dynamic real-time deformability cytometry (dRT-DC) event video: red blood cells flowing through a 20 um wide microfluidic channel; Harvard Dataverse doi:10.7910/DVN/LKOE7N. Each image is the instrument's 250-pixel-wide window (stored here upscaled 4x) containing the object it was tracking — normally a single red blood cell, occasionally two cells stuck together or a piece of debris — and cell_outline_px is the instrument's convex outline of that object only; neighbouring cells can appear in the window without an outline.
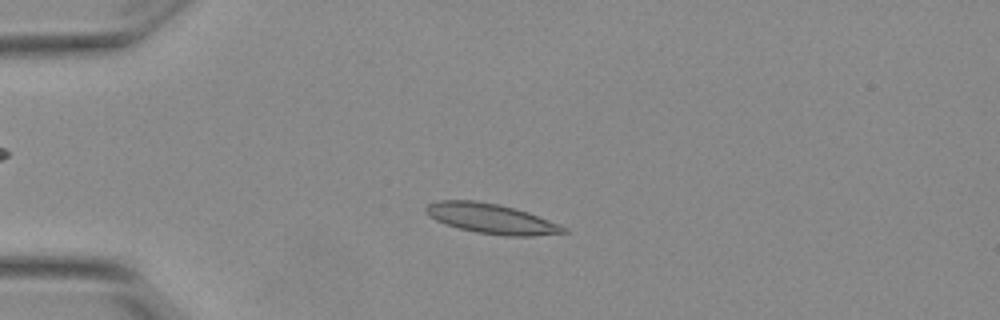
{"species": "Egyptian fruit bat (a non-hibernating species)", "species_latin": "Rousettus aegyptiacus", "temperature_condition": "warm", "stored_images_in_passage": 53, "camera_frame_rate_fps": 3000, "um_per_image_px": 0.085, "animal": {"sex": "female"}, "frame": {"image": 1, "passage_image": 13, "time_ms": 4.0, "image_size_px": [1000, 320], "cell_outline_px": [[568, 232], [532, 236], [504, 236], [476, 232], [460, 228], [436, 220], [424, 208], [428, 204], [440, 200], [476, 200], [496, 204], [528, 212], [560, 224], [568, 228]], "centroid_in_image_um": [41.82, 18.59], "position_along_channel_um": 43.2, "area_um2": 23.7}}
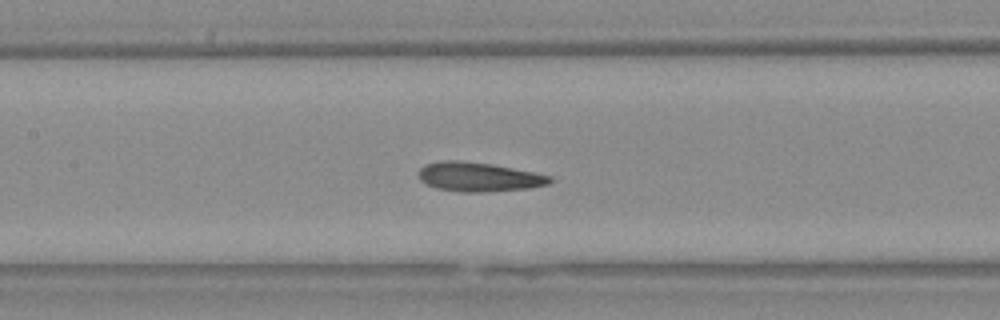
{"frame": {"image": 2, "passage_image": 25, "time_ms": 8.0, "image_size_px": [1000, 320], "cell_outline_px": [[552, 180], [548, 184], [528, 188], [484, 192], [464, 192], [436, 188], [420, 180], [420, 168], [424, 164], [440, 160], [460, 160], [492, 164], [552, 176]], "centroid_in_image_um": [40.67, 15.03], "position_along_channel_um": 166.7, "area_um2": 22.2}}
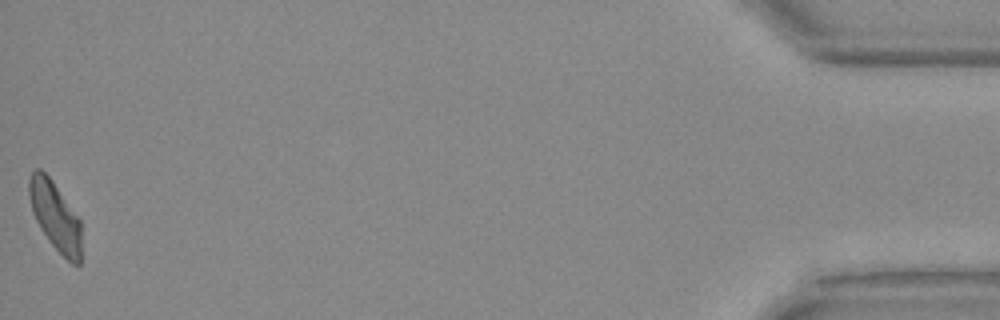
{"frame": {"image": 3, "passage_image": 53, "time_ms": 17.333, "image_size_px": [1000, 320], "cell_outline_px": [[80, 264], [72, 264], [52, 244], [40, 228], [32, 212], [28, 192], [28, 180], [32, 172], [36, 168], [40, 168], [52, 180], [80, 220]], "centroid_in_image_um": [4.66, 18.33], "position_along_channel_um": 430.5, "area_um2": 20.58}, "authors_computed_cell_mechanics": {"area_um2": 21.964, "velocity_mm_per_s": 3.8222, "shape_relaxation_time_tau1_ms": 6.5043, "shape_relaxation_time_tau2_ms": 1.7248, "deformation_change_tau1": 0.1665, "deformation_change_tau2": 0.0669}}